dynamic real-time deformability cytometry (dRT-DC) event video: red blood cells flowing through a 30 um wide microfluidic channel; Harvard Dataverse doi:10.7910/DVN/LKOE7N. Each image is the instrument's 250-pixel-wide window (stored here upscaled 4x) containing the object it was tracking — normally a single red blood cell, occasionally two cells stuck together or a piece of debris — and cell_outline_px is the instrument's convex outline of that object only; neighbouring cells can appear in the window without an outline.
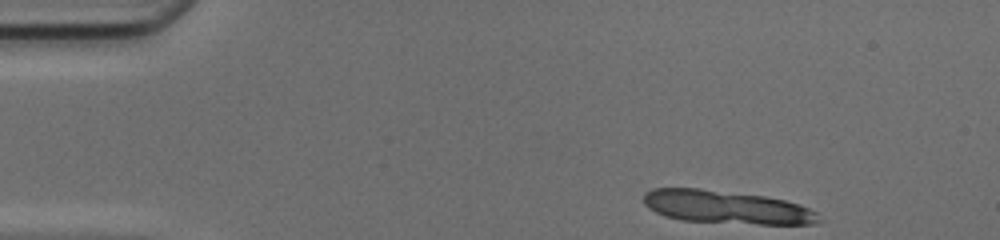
{"species": "common noctule bat (a hibernating species)", "species_latin": "Nyctalus noctula", "temperature_condition": "cold", "stored_images_in_passage": 7, "camera_frame_rate_fps": 3000, "um_per_image_px": 0.085, "animal": {"sex": "female", "body_mass_g": 17.0, "forearm_length_mm": 48.0}, "frame": {"image": 1, "passage_image": 1, "time_ms": 0.0, "image_size_px": [1000, 240], "cell_outline_px": [[824, 220], [816, 224], [760, 224], [680, 220], [664, 216], [648, 208], [644, 204], [644, 192], [652, 188], [700, 188], [764, 196], [784, 200], [800, 204], [816, 212]], "centroid_in_image_um": [61.76, 17.61], "position_along_channel_um": 23.2, "area_um2": 33.99}}